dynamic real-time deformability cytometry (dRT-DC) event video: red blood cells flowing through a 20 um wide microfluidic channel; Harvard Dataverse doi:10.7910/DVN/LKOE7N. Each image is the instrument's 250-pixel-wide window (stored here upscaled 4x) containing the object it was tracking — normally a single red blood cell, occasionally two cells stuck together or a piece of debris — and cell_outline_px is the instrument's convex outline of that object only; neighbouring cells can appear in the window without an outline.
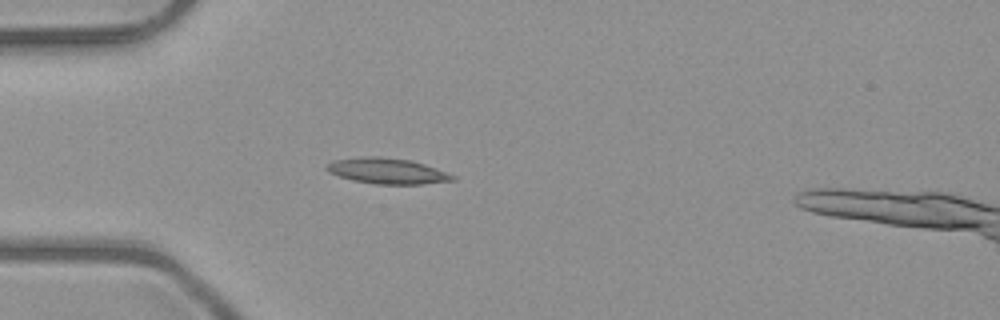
{"species": "common noctule bat (a hibernating species)", "species_latin": "Nyctalus noctula", "temperature_condition": "room temperature", "stored_images_in_passage": 52, "camera_frame_rate_fps": 3000, "um_per_image_px": 0.085, "animal": {"sex": "male", "body_mass_g": 23.1, "forearm_length_mm": 52.7}, "frame": {"image": 1, "passage_image": 16, "time_ms": 5.0, "image_size_px": [1000, 320], "cell_outline_px": [[456, 180], [420, 184], [376, 184], [352, 180], [328, 172], [324, 168], [332, 160], [372, 156], [380, 156], [408, 160], [424, 164], [456, 176]], "centroid_in_image_um": [32.89, 14.53], "position_along_channel_um": 52.1, "area_um2": 18.67}}
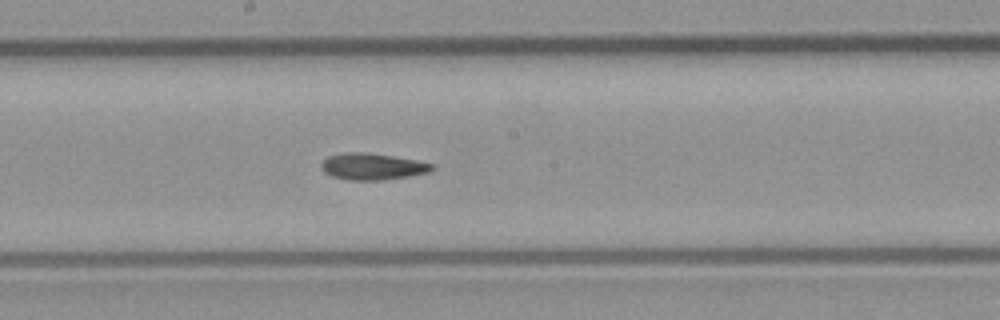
{"frame": {"image": 2, "passage_image": 29, "time_ms": 9.333, "image_size_px": [1000, 320], "cell_outline_px": [[436, 168], [428, 172], [408, 176], [384, 180], [348, 180], [332, 176], [324, 172], [320, 168], [320, 164], [328, 156], [344, 152], [368, 152], [416, 160], [432, 164]], "centroid_in_image_um": [31.62, 14.15], "position_along_channel_um": 216.6, "area_um2": 17.17}}
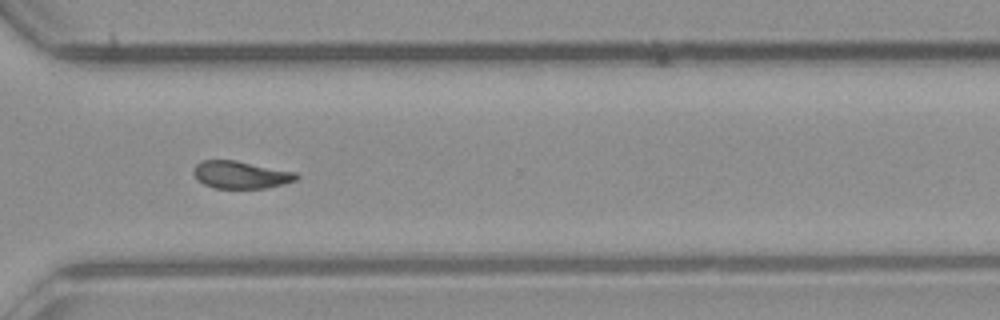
{"frame": {"image": 3, "passage_image": 39, "time_ms": 12.667, "image_size_px": [1000, 320], "cell_outline_px": [[300, 176], [296, 180], [284, 184], [264, 188], [216, 188], [204, 184], [192, 172], [192, 168], [200, 160], [236, 160], [296, 172]], "centroid_in_image_um": [20.47, 14.84], "position_along_channel_um": 350.1, "area_um2": 16.47}}